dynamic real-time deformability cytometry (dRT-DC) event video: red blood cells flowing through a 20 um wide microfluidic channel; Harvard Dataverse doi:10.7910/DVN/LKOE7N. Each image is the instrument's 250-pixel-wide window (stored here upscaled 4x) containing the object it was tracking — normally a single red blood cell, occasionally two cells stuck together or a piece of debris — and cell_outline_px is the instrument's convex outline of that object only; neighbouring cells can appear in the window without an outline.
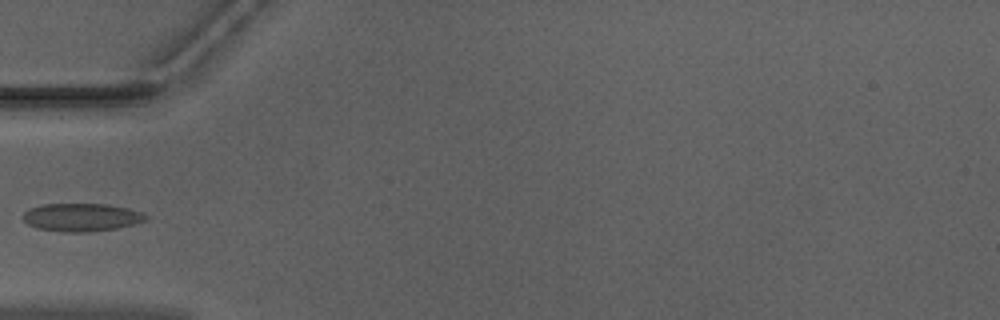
{"species": "Egyptian fruit bat (a non-hibernating species)", "species_latin": "Rousettus aegyptiacus", "temperature_condition": "warm", "stored_images_in_passage": 33, "camera_frame_rate_fps": 3000, "um_per_image_px": 0.085, "animal": {"sex": "male"}, "frame": {"image": 1, "passage_image": 1, "time_ms": 0.0, "image_size_px": [1000, 320], "cell_outline_px": [[148, 220], [116, 228], [84, 232], [60, 232], [36, 228], [28, 224], [20, 216], [28, 208], [44, 204], [108, 204], [128, 208], [140, 212], [148, 216]], "centroid_in_image_um": [6.88, 18.46], "position_along_channel_um": 78.1, "area_um2": 20.11}}
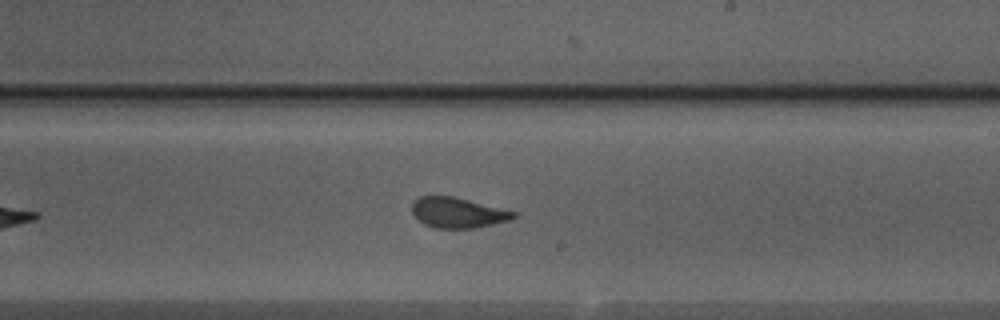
{"frame": {"image": 2, "passage_image": 14, "time_ms": 4.333, "image_size_px": [1000, 320], "cell_outline_px": [[516, 216], [512, 220], [472, 228], [436, 228], [424, 224], [412, 212], [412, 200], [420, 196], [452, 196], [516, 212]], "centroid_in_image_um": [38.89, 18.07], "position_along_channel_um": 250.1, "area_um2": 17.74}}
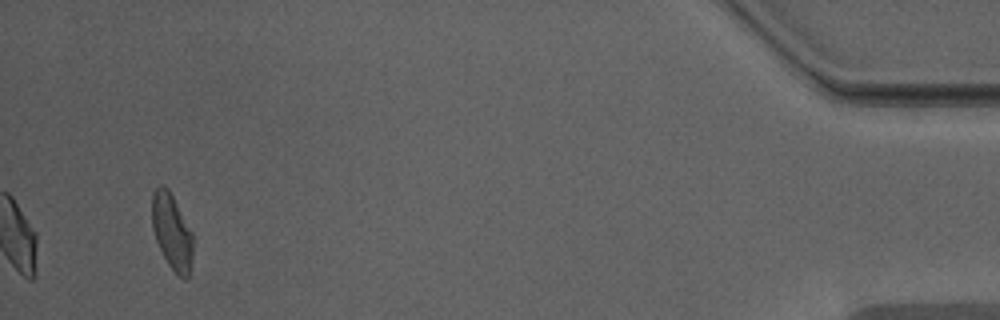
{"frame": {"image": 3, "passage_image": 33, "time_ms": 10.667, "image_size_px": [1000, 320], "cell_outline_px": [[192, 256], [188, 280], [184, 280], [168, 264], [156, 240], [152, 228], [152, 192], [160, 184], [164, 184], [168, 188], [192, 232]], "centroid_in_image_um": [14.6, 19.67], "position_along_channel_um": 420.6, "area_um2": 17.92}}